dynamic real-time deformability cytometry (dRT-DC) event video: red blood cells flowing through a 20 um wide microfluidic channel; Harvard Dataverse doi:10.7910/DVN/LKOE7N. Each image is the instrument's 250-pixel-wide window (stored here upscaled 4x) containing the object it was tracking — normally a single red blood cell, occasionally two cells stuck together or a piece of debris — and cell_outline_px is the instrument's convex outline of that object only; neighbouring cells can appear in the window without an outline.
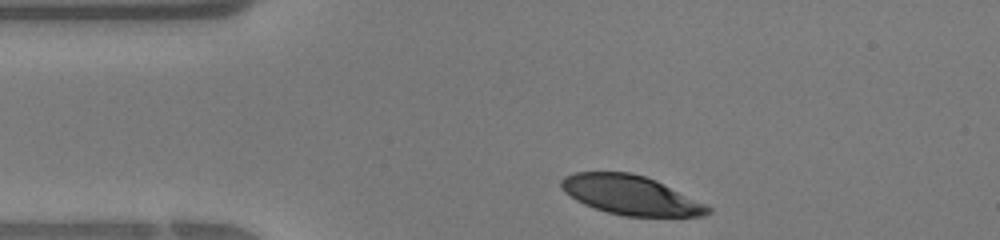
{"species": "human", "species_latin": "Homo sapiens", "temperature_condition": "warm", "stored_images_in_passage": 25, "camera_frame_rate_fps": 3000, "um_per_image_px": 0.085, "donor": {"sex": "female"}, "frame": {"image": 1, "passage_image": 1, "time_ms": 0.0, "image_size_px": [1000, 240], "cell_outline_px": [[712, 212], [704, 216], [624, 216], [608, 212], [584, 204], [576, 200], [564, 192], [560, 184], [560, 180], [564, 176], [572, 172], [632, 172], [656, 180], [712, 208]], "centroid_in_image_um": [53.57, 16.57], "position_along_channel_um": 31.4, "area_um2": 33.35}}
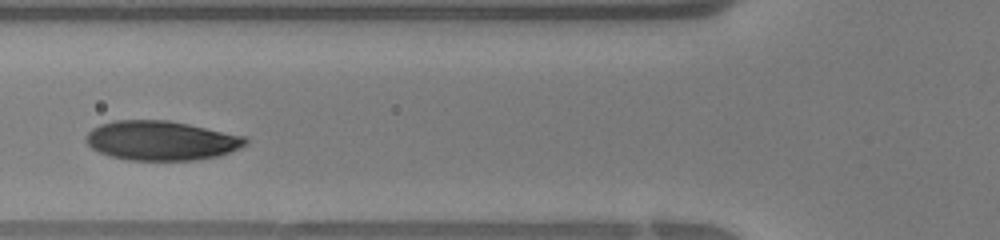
{"frame": {"image": 2, "passage_image": 8, "time_ms": 2.333, "image_size_px": [1000, 240], "cell_outline_px": [[248, 144], [240, 148], [220, 156], [192, 160], [128, 160], [108, 156], [92, 148], [84, 140], [88, 132], [92, 128], [100, 124], [112, 120], [168, 120], [248, 136]], "centroid_in_image_um": [13.72, 11.95], "position_along_channel_um": 112.1, "area_um2": 36.99}}
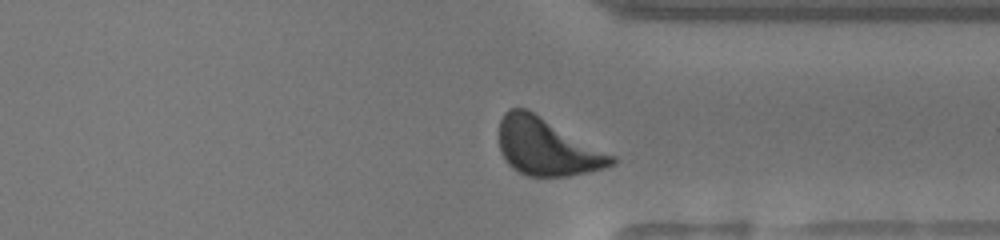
{"frame": {"image": 3, "passage_image": 23, "time_ms": 7.333, "image_size_px": [1000, 240], "cell_outline_px": [[616, 164], [604, 168], [588, 172], [568, 176], [528, 176], [512, 168], [508, 164], [500, 152], [500, 120], [504, 112], [508, 108], [528, 108], [616, 156]], "centroid_in_image_um": [46.51, 12.47], "position_along_channel_um": 364.9, "area_um2": 37.8}}